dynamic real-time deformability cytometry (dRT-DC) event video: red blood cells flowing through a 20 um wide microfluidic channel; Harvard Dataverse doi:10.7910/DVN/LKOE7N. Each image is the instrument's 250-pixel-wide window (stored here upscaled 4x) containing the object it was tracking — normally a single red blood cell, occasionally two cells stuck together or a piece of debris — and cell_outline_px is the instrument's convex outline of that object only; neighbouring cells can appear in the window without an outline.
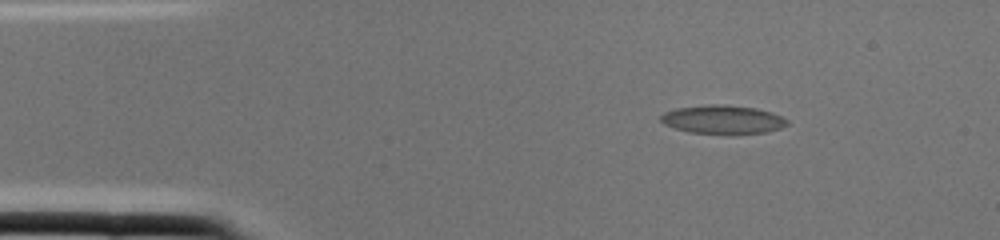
{"species": "common noctule bat (a hibernating species)", "species_latin": "Nyctalus noctula", "temperature_condition": "cold", "stored_images_in_passage": 1, "camera_frame_rate_fps": 3000, "um_per_image_px": 0.085, "animal": {"sex": "female", "body_mass_g": 22.0, "forearm_length_mm": 56.7}, "frame": {"image": 1, "passage_image": 1, "time_ms": 0.0, "image_size_px": [1000, 240], "cell_outline_px": [[788, 124], [780, 128], [768, 132], [732, 136], [688, 132], [664, 124], [660, 120], [660, 116], [664, 112], [676, 108], [708, 104], [724, 104], [756, 108], [772, 112], [788, 120]], "centroid_in_image_um": [61.45, 10.18], "position_along_channel_um": 23.6, "area_um2": 21.73}}